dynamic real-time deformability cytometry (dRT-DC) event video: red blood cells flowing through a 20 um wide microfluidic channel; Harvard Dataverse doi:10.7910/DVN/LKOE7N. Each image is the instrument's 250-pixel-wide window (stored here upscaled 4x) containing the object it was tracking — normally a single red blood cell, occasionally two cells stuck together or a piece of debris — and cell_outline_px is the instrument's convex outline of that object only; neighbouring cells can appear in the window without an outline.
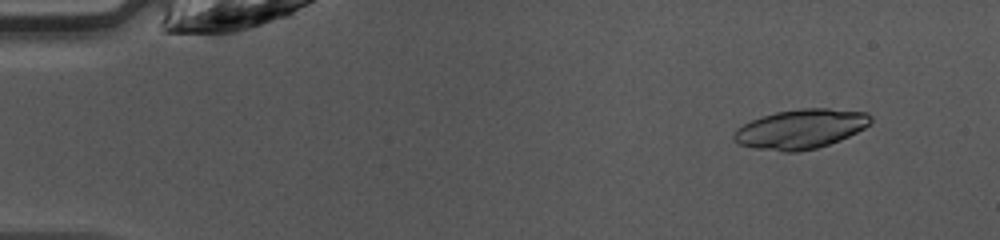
{"species": "common noctule bat (a hibernating species)", "species_latin": "Nyctalus noctula", "temperature_condition": "warm", "stored_images_in_passage": 43, "camera_frame_rate_fps": 3000, "um_per_image_px": 0.085, "animal": {"sex": "female", "body_mass_g": 10.0, "forearm_length_mm": 53.1}, "frame": {"image": 1, "passage_image": 1, "time_ms": 0.0, "image_size_px": [1000, 240], "cell_outline_px": [[872, 120], [864, 128], [840, 140], [816, 148], [800, 152], [784, 152], [756, 148], [740, 144], [732, 140], [732, 136], [744, 124], [752, 120], [776, 112], [800, 108], [828, 108], [868, 112], [872, 116]], "centroid_in_image_um": [68.09, 10.96], "position_along_channel_um": 16.9, "area_um2": 31.27}}